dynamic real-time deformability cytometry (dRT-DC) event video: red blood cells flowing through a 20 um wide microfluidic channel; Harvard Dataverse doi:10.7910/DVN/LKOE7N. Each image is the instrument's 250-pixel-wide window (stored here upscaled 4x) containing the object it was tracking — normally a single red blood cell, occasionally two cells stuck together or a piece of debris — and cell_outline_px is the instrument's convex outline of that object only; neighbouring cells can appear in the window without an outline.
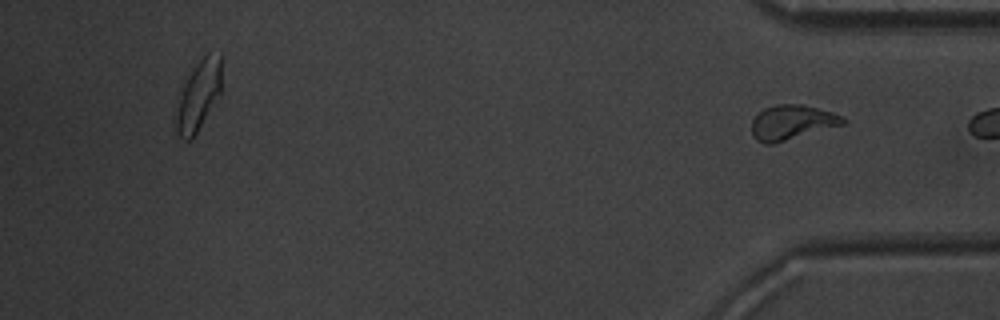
{"species": "common noctule bat (a hibernating species)", "species_latin": "Nyctalus noctula", "temperature_condition": "warm", "stored_images_in_passage": 42, "segment_of_instrument_passage": [2, 2], "camera_frame_rate_fps": 3000, "um_per_image_px": 0.085, "animal": {"sex": "male", "body_mass_g": 20.1, "forearm_length_mm": 53.5}, "frame": {"image": 1, "passage_image": 42, "time_ms": 13.667, "image_size_px": [1000, 320], "cell_outline_px": [[848, 120], [844, 124], [772, 144], [764, 144], [756, 140], [752, 136], [752, 120], [764, 108], [776, 104], [800, 104], [832, 112], [844, 116]], "centroid_in_image_um": [67.31, 10.4], "position_along_channel_um": 367.9, "area_um2": 18.38}}